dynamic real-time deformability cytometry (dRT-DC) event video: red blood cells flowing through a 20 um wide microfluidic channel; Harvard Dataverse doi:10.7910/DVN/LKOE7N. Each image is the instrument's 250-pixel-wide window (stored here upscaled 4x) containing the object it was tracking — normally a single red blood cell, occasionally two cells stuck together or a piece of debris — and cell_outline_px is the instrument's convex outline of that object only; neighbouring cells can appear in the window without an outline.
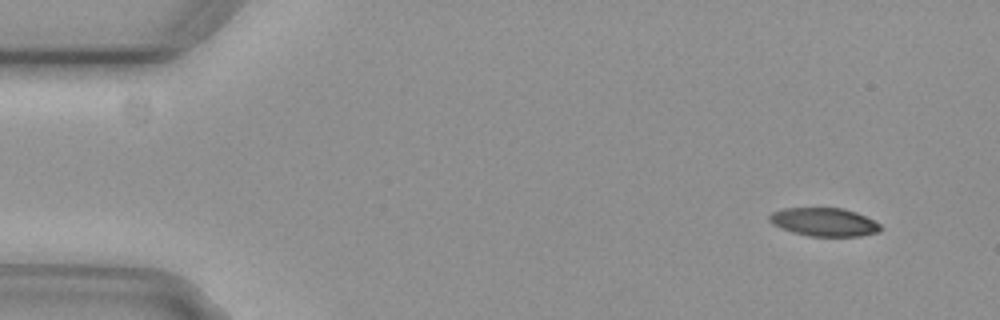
{"species": "common noctule bat (a hibernating species)", "species_latin": "Nyctalus noctula", "temperature_condition": "cold", "stored_images_in_passage": 4, "camera_frame_rate_fps": 3000, "um_per_image_px": 0.085, "animal": {"sex": "female", "body_mass_g": 29.2, "forearm_length_mm": 56.3}, "frame": {"image": 1, "passage_image": 1, "time_ms": 0.0, "image_size_px": [1000, 320], "cell_outline_px": [[880, 232], [860, 236], [808, 236], [792, 232], [772, 224], [768, 220], [768, 216], [772, 212], [784, 208], [844, 208], [856, 212], [880, 224]], "centroid_in_image_um": [70.02, 18.87], "position_along_channel_um": 15.0, "area_um2": 18.32}}
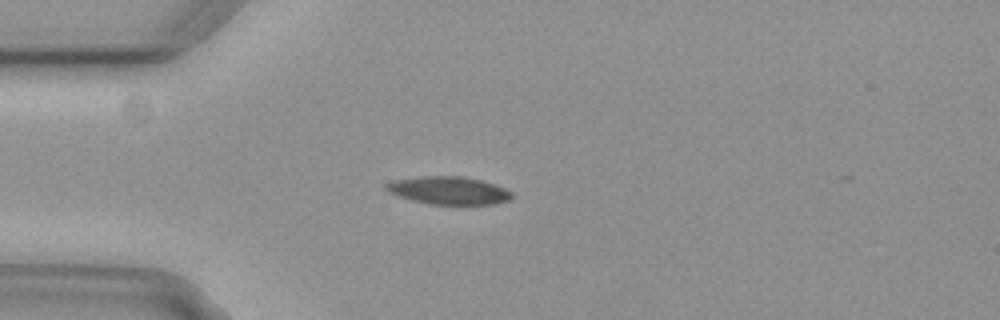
{"frame": {"image": 2, "passage_image": 4, "time_ms": 1.0, "image_size_px": [1000, 320], "cell_outline_px": [[512, 196], [508, 200], [492, 204], [432, 204], [412, 200], [388, 192], [384, 188], [384, 184], [392, 180], [420, 176], [464, 176], [480, 180], [504, 188], [512, 192]], "centroid_in_image_um": [38.08, 16.18], "position_along_channel_um": 46.9, "area_um2": 20.23}}